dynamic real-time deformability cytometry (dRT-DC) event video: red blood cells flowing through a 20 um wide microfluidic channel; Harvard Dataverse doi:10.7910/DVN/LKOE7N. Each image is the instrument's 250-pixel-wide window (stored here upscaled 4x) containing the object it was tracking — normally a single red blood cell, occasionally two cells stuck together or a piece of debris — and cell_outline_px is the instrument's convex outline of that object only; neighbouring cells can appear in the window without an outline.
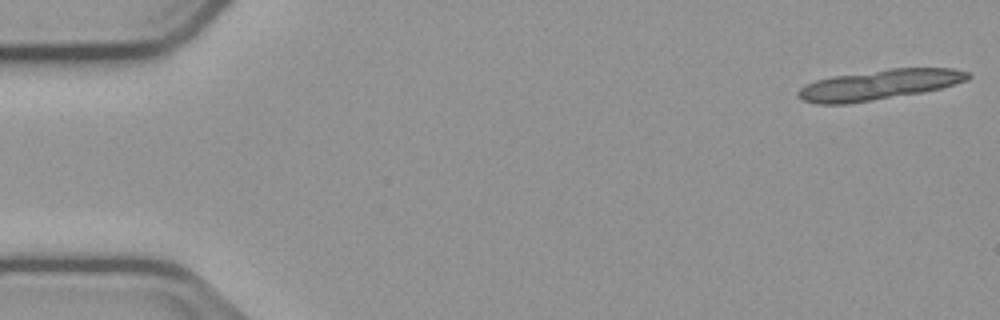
{"species": "common noctule bat (a hibernating species)", "species_latin": "Nyctalus noctula", "temperature_condition": "cold", "stored_images_in_passage": 18, "camera_frame_rate_fps": 3000, "um_per_image_px": 0.085, "animal": {"sex": "male", "body_mass_g": 23.1, "forearm_length_mm": 52.7}, "frame": {"image": 1, "passage_image": 1, "time_ms": 0.0, "image_size_px": [1000, 320], "cell_outline_px": [[972, 76], [968, 80], [940, 88], [924, 92], [848, 104], [816, 104], [804, 100], [796, 96], [796, 92], [800, 88], [816, 80], [832, 76], [888, 68], [952, 68], [968, 72]], "centroid_in_image_um": [74.72, 7.2], "position_along_channel_um": 10.3, "area_um2": 29.88}}